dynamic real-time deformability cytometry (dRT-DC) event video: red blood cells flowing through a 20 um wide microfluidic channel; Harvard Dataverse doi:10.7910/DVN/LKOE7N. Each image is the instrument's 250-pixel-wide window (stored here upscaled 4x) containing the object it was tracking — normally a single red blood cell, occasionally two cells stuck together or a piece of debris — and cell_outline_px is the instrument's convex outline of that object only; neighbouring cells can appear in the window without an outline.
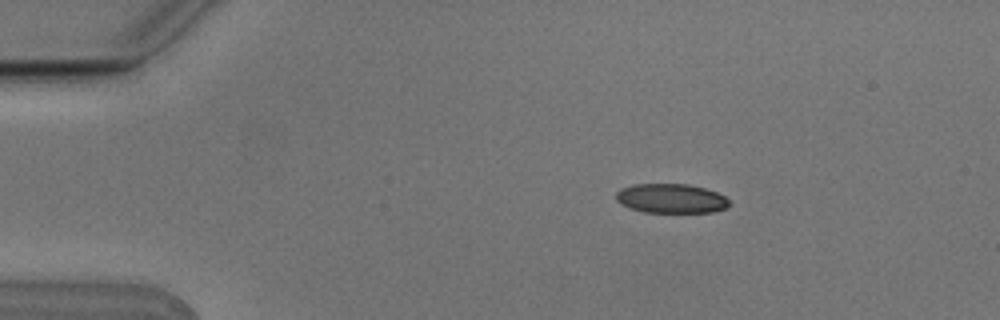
{"species": "Egyptian fruit bat (a non-hibernating species)", "species_latin": "Rousettus aegyptiacus", "temperature_condition": "cold", "stored_images_in_passage": 4, "segment_of_instrument_passage": [1, 2], "camera_frame_rate_fps": 3000, "um_per_image_px": 0.085, "animal": {"sex": "male"}, "frame": {"image": 1, "passage_image": 1, "time_ms": 0.0, "image_size_px": [1000, 320], "cell_outline_px": [[728, 204], [724, 208], [712, 212], [644, 212], [620, 204], [616, 200], [616, 192], [620, 188], [632, 184], [688, 184], [704, 188], [716, 192], [724, 196], [728, 200]], "centroid_in_image_um": [56.99, 16.86], "position_along_channel_um": 28.0, "area_um2": 19.25}}